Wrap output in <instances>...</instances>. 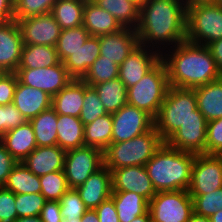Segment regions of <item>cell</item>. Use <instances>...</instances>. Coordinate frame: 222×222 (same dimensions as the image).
<instances>
[{
    "mask_svg": "<svg viewBox=\"0 0 222 222\" xmlns=\"http://www.w3.org/2000/svg\"><path fill=\"white\" fill-rule=\"evenodd\" d=\"M87 209H96L112 194V173L104 165L75 188Z\"/></svg>",
    "mask_w": 222,
    "mask_h": 222,
    "instance_id": "d6986e66",
    "label": "cell"
},
{
    "mask_svg": "<svg viewBox=\"0 0 222 222\" xmlns=\"http://www.w3.org/2000/svg\"><path fill=\"white\" fill-rule=\"evenodd\" d=\"M215 3L222 8V0H215Z\"/></svg>",
    "mask_w": 222,
    "mask_h": 222,
    "instance_id": "be15d7a7",
    "label": "cell"
},
{
    "mask_svg": "<svg viewBox=\"0 0 222 222\" xmlns=\"http://www.w3.org/2000/svg\"><path fill=\"white\" fill-rule=\"evenodd\" d=\"M17 218L15 194L0 186V222H13Z\"/></svg>",
    "mask_w": 222,
    "mask_h": 222,
    "instance_id": "bcb514c9",
    "label": "cell"
},
{
    "mask_svg": "<svg viewBox=\"0 0 222 222\" xmlns=\"http://www.w3.org/2000/svg\"><path fill=\"white\" fill-rule=\"evenodd\" d=\"M168 88L167 68L161 60L138 83L127 88V102L155 118Z\"/></svg>",
    "mask_w": 222,
    "mask_h": 222,
    "instance_id": "8992f818",
    "label": "cell"
},
{
    "mask_svg": "<svg viewBox=\"0 0 222 222\" xmlns=\"http://www.w3.org/2000/svg\"><path fill=\"white\" fill-rule=\"evenodd\" d=\"M188 119H205L197 109L194 89L169 86L165 99L154 118V127L166 142Z\"/></svg>",
    "mask_w": 222,
    "mask_h": 222,
    "instance_id": "277c9868",
    "label": "cell"
},
{
    "mask_svg": "<svg viewBox=\"0 0 222 222\" xmlns=\"http://www.w3.org/2000/svg\"><path fill=\"white\" fill-rule=\"evenodd\" d=\"M4 187L15 195L41 192L39 177L33 174L23 162H19L12 169Z\"/></svg>",
    "mask_w": 222,
    "mask_h": 222,
    "instance_id": "e575fe53",
    "label": "cell"
},
{
    "mask_svg": "<svg viewBox=\"0 0 222 222\" xmlns=\"http://www.w3.org/2000/svg\"><path fill=\"white\" fill-rule=\"evenodd\" d=\"M18 163L0 142V186H4L10 172Z\"/></svg>",
    "mask_w": 222,
    "mask_h": 222,
    "instance_id": "c3c4849f",
    "label": "cell"
},
{
    "mask_svg": "<svg viewBox=\"0 0 222 222\" xmlns=\"http://www.w3.org/2000/svg\"><path fill=\"white\" fill-rule=\"evenodd\" d=\"M193 199L194 213L210 217L222 210V187L207 194H189Z\"/></svg>",
    "mask_w": 222,
    "mask_h": 222,
    "instance_id": "ab89813d",
    "label": "cell"
},
{
    "mask_svg": "<svg viewBox=\"0 0 222 222\" xmlns=\"http://www.w3.org/2000/svg\"><path fill=\"white\" fill-rule=\"evenodd\" d=\"M136 34L139 44L163 54L186 41V5L183 0H147L140 6Z\"/></svg>",
    "mask_w": 222,
    "mask_h": 222,
    "instance_id": "6da1fadb",
    "label": "cell"
},
{
    "mask_svg": "<svg viewBox=\"0 0 222 222\" xmlns=\"http://www.w3.org/2000/svg\"><path fill=\"white\" fill-rule=\"evenodd\" d=\"M61 222H82L81 218L80 219H66L62 218Z\"/></svg>",
    "mask_w": 222,
    "mask_h": 222,
    "instance_id": "94428289",
    "label": "cell"
},
{
    "mask_svg": "<svg viewBox=\"0 0 222 222\" xmlns=\"http://www.w3.org/2000/svg\"><path fill=\"white\" fill-rule=\"evenodd\" d=\"M13 104L29 121L51 107L52 97L43 90L32 88L18 81L14 92Z\"/></svg>",
    "mask_w": 222,
    "mask_h": 222,
    "instance_id": "44dd1931",
    "label": "cell"
},
{
    "mask_svg": "<svg viewBox=\"0 0 222 222\" xmlns=\"http://www.w3.org/2000/svg\"><path fill=\"white\" fill-rule=\"evenodd\" d=\"M47 200L41 193H26L15 195V208L17 216H40L41 210Z\"/></svg>",
    "mask_w": 222,
    "mask_h": 222,
    "instance_id": "b9f144b4",
    "label": "cell"
},
{
    "mask_svg": "<svg viewBox=\"0 0 222 222\" xmlns=\"http://www.w3.org/2000/svg\"><path fill=\"white\" fill-rule=\"evenodd\" d=\"M193 89L196 94L197 109L206 121L222 118V77Z\"/></svg>",
    "mask_w": 222,
    "mask_h": 222,
    "instance_id": "484cf974",
    "label": "cell"
},
{
    "mask_svg": "<svg viewBox=\"0 0 222 222\" xmlns=\"http://www.w3.org/2000/svg\"><path fill=\"white\" fill-rule=\"evenodd\" d=\"M43 222H61V206L59 201L47 200L40 213Z\"/></svg>",
    "mask_w": 222,
    "mask_h": 222,
    "instance_id": "f907efd6",
    "label": "cell"
},
{
    "mask_svg": "<svg viewBox=\"0 0 222 222\" xmlns=\"http://www.w3.org/2000/svg\"><path fill=\"white\" fill-rule=\"evenodd\" d=\"M195 155L172 148L163 142L145 164L155 191H188Z\"/></svg>",
    "mask_w": 222,
    "mask_h": 222,
    "instance_id": "3957f363",
    "label": "cell"
},
{
    "mask_svg": "<svg viewBox=\"0 0 222 222\" xmlns=\"http://www.w3.org/2000/svg\"><path fill=\"white\" fill-rule=\"evenodd\" d=\"M15 73L21 84L43 90L52 98L73 80L61 61L50 67L17 69Z\"/></svg>",
    "mask_w": 222,
    "mask_h": 222,
    "instance_id": "7c38bea8",
    "label": "cell"
},
{
    "mask_svg": "<svg viewBox=\"0 0 222 222\" xmlns=\"http://www.w3.org/2000/svg\"><path fill=\"white\" fill-rule=\"evenodd\" d=\"M222 187V157L196 154L192 165L189 194H207Z\"/></svg>",
    "mask_w": 222,
    "mask_h": 222,
    "instance_id": "8fae6325",
    "label": "cell"
},
{
    "mask_svg": "<svg viewBox=\"0 0 222 222\" xmlns=\"http://www.w3.org/2000/svg\"><path fill=\"white\" fill-rule=\"evenodd\" d=\"M0 142L18 162H22L37 147L34 131L29 121L7 131Z\"/></svg>",
    "mask_w": 222,
    "mask_h": 222,
    "instance_id": "603a6c76",
    "label": "cell"
},
{
    "mask_svg": "<svg viewBox=\"0 0 222 222\" xmlns=\"http://www.w3.org/2000/svg\"><path fill=\"white\" fill-rule=\"evenodd\" d=\"M81 220L82 222H99L97 212L94 209H88Z\"/></svg>",
    "mask_w": 222,
    "mask_h": 222,
    "instance_id": "db71d44e",
    "label": "cell"
},
{
    "mask_svg": "<svg viewBox=\"0 0 222 222\" xmlns=\"http://www.w3.org/2000/svg\"><path fill=\"white\" fill-rule=\"evenodd\" d=\"M131 222H152L149 211L146 214L137 216Z\"/></svg>",
    "mask_w": 222,
    "mask_h": 222,
    "instance_id": "680465c9",
    "label": "cell"
},
{
    "mask_svg": "<svg viewBox=\"0 0 222 222\" xmlns=\"http://www.w3.org/2000/svg\"><path fill=\"white\" fill-rule=\"evenodd\" d=\"M119 77V66L99 56L81 78L88 86L107 82Z\"/></svg>",
    "mask_w": 222,
    "mask_h": 222,
    "instance_id": "8d00e7d4",
    "label": "cell"
},
{
    "mask_svg": "<svg viewBox=\"0 0 222 222\" xmlns=\"http://www.w3.org/2000/svg\"><path fill=\"white\" fill-rule=\"evenodd\" d=\"M138 5L144 4L147 0H134Z\"/></svg>",
    "mask_w": 222,
    "mask_h": 222,
    "instance_id": "6125c7cd",
    "label": "cell"
},
{
    "mask_svg": "<svg viewBox=\"0 0 222 222\" xmlns=\"http://www.w3.org/2000/svg\"><path fill=\"white\" fill-rule=\"evenodd\" d=\"M14 20V0H0V22Z\"/></svg>",
    "mask_w": 222,
    "mask_h": 222,
    "instance_id": "816d5d0a",
    "label": "cell"
},
{
    "mask_svg": "<svg viewBox=\"0 0 222 222\" xmlns=\"http://www.w3.org/2000/svg\"><path fill=\"white\" fill-rule=\"evenodd\" d=\"M205 154H222V118L207 122Z\"/></svg>",
    "mask_w": 222,
    "mask_h": 222,
    "instance_id": "f6af8a7d",
    "label": "cell"
},
{
    "mask_svg": "<svg viewBox=\"0 0 222 222\" xmlns=\"http://www.w3.org/2000/svg\"><path fill=\"white\" fill-rule=\"evenodd\" d=\"M112 114L96 118L84 125V144L104 151L112 143Z\"/></svg>",
    "mask_w": 222,
    "mask_h": 222,
    "instance_id": "836d02e7",
    "label": "cell"
},
{
    "mask_svg": "<svg viewBox=\"0 0 222 222\" xmlns=\"http://www.w3.org/2000/svg\"><path fill=\"white\" fill-rule=\"evenodd\" d=\"M107 113H115L127 102V88L119 78L92 86Z\"/></svg>",
    "mask_w": 222,
    "mask_h": 222,
    "instance_id": "d6a6232c",
    "label": "cell"
},
{
    "mask_svg": "<svg viewBox=\"0 0 222 222\" xmlns=\"http://www.w3.org/2000/svg\"><path fill=\"white\" fill-rule=\"evenodd\" d=\"M108 114L99 96L93 87L84 82V100L80 112V120L84 125L93 122L96 118Z\"/></svg>",
    "mask_w": 222,
    "mask_h": 222,
    "instance_id": "f35d334b",
    "label": "cell"
},
{
    "mask_svg": "<svg viewBox=\"0 0 222 222\" xmlns=\"http://www.w3.org/2000/svg\"><path fill=\"white\" fill-rule=\"evenodd\" d=\"M27 120L13 103L0 105V139L3 135L24 123Z\"/></svg>",
    "mask_w": 222,
    "mask_h": 222,
    "instance_id": "ee69618b",
    "label": "cell"
},
{
    "mask_svg": "<svg viewBox=\"0 0 222 222\" xmlns=\"http://www.w3.org/2000/svg\"><path fill=\"white\" fill-rule=\"evenodd\" d=\"M103 166V151L97 147L82 146L67 150L63 171L69 188L82 185Z\"/></svg>",
    "mask_w": 222,
    "mask_h": 222,
    "instance_id": "9c48e42d",
    "label": "cell"
},
{
    "mask_svg": "<svg viewBox=\"0 0 222 222\" xmlns=\"http://www.w3.org/2000/svg\"><path fill=\"white\" fill-rule=\"evenodd\" d=\"M161 61V54L138 45L119 66V79L129 88L138 83Z\"/></svg>",
    "mask_w": 222,
    "mask_h": 222,
    "instance_id": "5bb4252c",
    "label": "cell"
},
{
    "mask_svg": "<svg viewBox=\"0 0 222 222\" xmlns=\"http://www.w3.org/2000/svg\"><path fill=\"white\" fill-rule=\"evenodd\" d=\"M86 0H57L51 14L61 30L82 26Z\"/></svg>",
    "mask_w": 222,
    "mask_h": 222,
    "instance_id": "1f68e13d",
    "label": "cell"
},
{
    "mask_svg": "<svg viewBox=\"0 0 222 222\" xmlns=\"http://www.w3.org/2000/svg\"><path fill=\"white\" fill-rule=\"evenodd\" d=\"M206 129V119H188L166 143L181 151L205 154Z\"/></svg>",
    "mask_w": 222,
    "mask_h": 222,
    "instance_id": "ac0fdd59",
    "label": "cell"
},
{
    "mask_svg": "<svg viewBox=\"0 0 222 222\" xmlns=\"http://www.w3.org/2000/svg\"><path fill=\"white\" fill-rule=\"evenodd\" d=\"M99 56V36H90L63 64L73 79H81Z\"/></svg>",
    "mask_w": 222,
    "mask_h": 222,
    "instance_id": "d4e9b609",
    "label": "cell"
},
{
    "mask_svg": "<svg viewBox=\"0 0 222 222\" xmlns=\"http://www.w3.org/2000/svg\"><path fill=\"white\" fill-rule=\"evenodd\" d=\"M84 100V82L73 79L52 98L51 107L57 114L80 117Z\"/></svg>",
    "mask_w": 222,
    "mask_h": 222,
    "instance_id": "cb8c5ba5",
    "label": "cell"
},
{
    "mask_svg": "<svg viewBox=\"0 0 222 222\" xmlns=\"http://www.w3.org/2000/svg\"><path fill=\"white\" fill-rule=\"evenodd\" d=\"M41 194L46 200L59 201L69 189L63 170L45 174L39 177Z\"/></svg>",
    "mask_w": 222,
    "mask_h": 222,
    "instance_id": "74e56055",
    "label": "cell"
},
{
    "mask_svg": "<svg viewBox=\"0 0 222 222\" xmlns=\"http://www.w3.org/2000/svg\"><path fill=\"white\" fill-rule=\"evenodd\" d=\"M108 11L124 27L136 29L139 23L140 5L134 0H91Z\"/></svg>",
    "mask_w": 222,
    "mask_h": 222,
    "instance_id": "f1b7e54d",
    "label": "cell"
},
{
    "mask_svg": "<svg viewBox=\"0 0 222 222\" xmlns=\"http://www.w3.org/2000/svg\"><path fill=\"white\" fill-rule=\"evenodd\" d=\"M100 56L120 66L139 45L136 30L124 28L111 34L99 36Z\"/></svg>",
    "mask_w": 222,
    "mask_h": 222,
    "instance_id": "e0dca14e",
    "label": "cell"
},
{
    "mask_svg": "<svg viewBox=\"0 0 222 222\" xmlns=\"http://www.w3.org/2000/svg\"><path fill=\"white\" fill-rule=\"evenodd\" d=\"M66 150L60 146H37L22 162L36 176L63 170Z\"/></svg>",
    "mask_w": 222,
    "mask_h": 222,
    "instance_id": "ffe728a7",
    "label": "cell"
},
{
    "mask_svg": "<svg viewBox=\"0 0 222 222\" xmlns=\"http://www.w3.org/2000/svg\"><path fill=\"white\" fill-rule=\"evenodd\" d=\"M211 222H222V210L216 211L212 216L209 217Z\"/></svg>",
    "mask_w": 222,
    "mask_h": 222,
    "instance_id": "91938a15",
    "label": "cell"
},
{
    "mask_svg": "<svg viewBox=\"0 0 222 222\" xmlns=\"http://www.w3.org/2000/svg\"><path fill=\"white\" fill-rule=\"evenodd\" d=\"M94 210L97 212L99 222H119L117 210L111 197L103 201Z\"/></svg>",
    "mask_w": 222,
    "mask_h": 222,
    "instance_id": "681fc988",
    "label": "cell"
},
{
    "mask_svg": "<svg viewBox=\"0 0 222 222\" xmlns=\"http://www.w3.org/2000/svg\"><path fill=\"white\" fill-rule=\"evenodd\" d=\"M60 62L56 46L24 45L17 69H36L55 66Z\"/></svg>",
    "mask_w": 222,
    "mask_h": 222,
    "instance_id": "f546056e",
    "label": "cell"
},
{
    "mask_svg": "<svg viewBox=\"0 0 222 222\" xmlns=\"http://www.w3.org/2000/svg\"><path fill=\"white\" fill-rule=\"evenodd\" d=\"M187 222H211V220L209 217L200 216L193 213Z\"/></svg>",
    "mask_w": 222,
    "mask_h": 222,
    "instance_id": "9f6ffc18",
    "label": "cell"
},
{
    "mask_svg": "<svg viewBox=\"0 0 222 222\" xmlns=\"http://www.w3.org/2000/svg\"><path fill=\"white\" fill-rule=\"evenodd\" d=\"M57 121L58 114L52 107L29 120L34 131L37 146L57 145Z\"/></svg>",
    "mask_w": 222,
    "mask_h": 222,
    "instance_id": "4dcf8cb0",
    "label": "cell"
},
{
    "mask_svg": "<svg viewBox=\"0 0 222 222\" xmlns=\"http://www.w3.org/2000/svg\"><path fill=\"white\" fill-rule=\"evenodd\" d=\"M13 222H43L40 216L19 217Z\"/></svg>",
    "mask_w": 222,
    "mask_h": 222,
    "instance_id": "11a10c76",
    "label": "cell"
},
{
    "mask_svg": "<svg viewBox=\"0 0 222 222\" xmlns=\"http://www.w3.org/2000/svg\"><path fill=\"white\" fill-rule=\"evenodd\" d=\"M163 141L153 127L124 142H112L104 151V165L112 172L120 167L145 166Z\"/></svg>",
    "mask_w": 222,
    "mask_h": 222,
    "instance_id": "5b68a950",
    "label": "cell"
},
{
    "mask_svg": "<svg viewBox=\"0 0 222 222\" xmlns=\"http://www.w3.org/2000/svg\"><path fill=\"white\" fill-rule=\"evenodd\" d=\"M112 142H124L150 131L154 118L135 106L126 104L112 113Z\"/></svg>",
    "mask_w": 222,
    "mask_h": 222,
    "instance_id": "30bf717a",
    "label": "cell"
},
{
    "mask_svg": "<svg viewBox=\"0 0 222 222\" xmlns=\"http://www.w3.org/2000/svg\"><path fill=\"white\" fill-rule=\"evenodd\" d=\"M59 202L62 218L80 219L88 210L75 188H69Z\"/></svg>",
    "mask_w": 222,
    "mask_h": 222,
    "instance_id": "7bdbcfd3",
    "label": "cell"
},
{
    "mask_svg": "<svg viewBox=\"0 0 222 222\" xmlns=\"http://www.w3.org/2000/svg\"><path fill=\"white\" fill-rule=\"evenodd\" d=\"M152 222H187L194 213L187 190L156 192L149 201Z\"/></svg>",
    "mask_w": 222,
    "mask_h": 222,
    "instance_id": "ba28073f",
    "label": "cell"
},
{
    "mask_svg": "<svg viewBox=\"0 0 222 222\" xmlns=\"http://www.w3.org/2000/svg\"><path fill=\"white\" fill-rule=\"evenodd\" d=\"M22 33L16 20L0 22V70L16 72L23 50Z\"/></svg>",
    "mask_w": 222,
    "mask_h": 222,
    "instance_id": "9a60e30c",
    "label": "cell"
},
{
    "mask_svg": "<svg viewBox=\"0 0 222 222\" xmlns=\"http://www.w3.org/2000/svg\"><path fill=\"white\" fill-rule=\"evenodd\" d=\"M57 0H14V20L51 13Z\"/></svg>",
    "mask_w": 222,
    "mask_h": 222,
    "instance_id": "60d3db41",
    "label": "cell"
},
{
    "mask_svg": "<svg viewBox=\"0 0 222 222\" xmlns=\"http://www.w3.org/2000/svg\"><path fill=\"white\" fill-rule=\"evenodd\" d=\"M222 39V8L215 2L186 7V41L207 46Z\"/></svg>",
    "mask_w": 222,
    "mask_h": 222,
    "instance_id": "52a82bcc",
    "label": "cell"
},
{
    "mask_svg": "<svg viewBox=\"0 0 222 222\" xmlns=\"http://www.w3.org/2000/svg\"><path fill=\"white\" fill-rule=\"evenodd\" d=\"M211 52L213 59L215 60L217 68L222 73V39L215 40L207 45Z\"/></svg>",
    "mask_w": 222,
    "mask_h": 222,
    "instance_id": "f5cc1de1",
    "label": "cell"
},
{
    "mask_svg": "<svg viewBox=\"0 0 222 222\" xmlns=\"http://www.w3.org/2000/svg\"><path fill=\"white\" fill-rule=\"evenodd\" d=\"M17 23L24 45L56 46L61 28L51 13L22 18Z\"/></svg>",
    "mask_w": 222,
    "mask_h": 222,
    "instance_id": "4fadbf2b",
    "label": "cell"
},
{
    "mask_svg": "<svg viewBox=\"0 0 222 222\" xmlns=\"http://www.w3.org/2000/svg\"><path fill=\"white\" fill-rule=\"evenodd\" d=\"M186 7L187 6H192V5H197V4H202V3H213L215 0H183Z\"/></svg>",
    "mask_w": 222,
    "mask_h": 222,
    "instance_id": "6f0895ef",
    "label": "cell"
},
{
    "mask_svg": "<svg viewBox=\"0 0 222 222\" xmlns=\"http://www.w3.org/2000/svg\"><path fill=\"white\" fill-rule=\"evenodd\" d=\"M90 36L91 35L83 25L76 28L61 30L60 37L56 44L59 60L64 62L73 52L83 46Z\"/></svg>",
    "mask_w": 222,
    "mask_h": 222,
    "instance_id": "d590c367",
    "label": "cell"
},
{
    "mask_svg": "<svg viewBox=\"0 0 222 222\" xmlns=\"http://www.w3.org/2000/svg\"><path fill=\"white\" fill-rule=\"evenodd\" d=\"M168 73L169 86L193 89L222 77L207 46L187 41L161 55Z\"/></svg>",
    "mask_w": 222,
    "mask_h": 222,
    "instance_id": "7a4b0ae2",
    "label": "cell"
},
{
    "mask_svg": "<svg viewBox=\"0 0 222 222\" xmlns=\"http://www.w3.org/2000/svg\"><path fill=\"white\" fill-rule=\"evenodd\" d=\"M111 198L114 201L119 222H131L149 210V201L134 192L112 191Z\"/></svg>",
    "mask_w": 222,
    "mask_h": 222,
    "instance_id": "4316f807",
    "label": "cell"
},
{
    "mask_svg": "<svg viewBox=\"0 0 222 222\" xmlns=\"http://www.w3.org/2000/svg\"><path fill=\"white\" fill-rule=\"evenodd\" d=\"M111 173L112 191L134 192L148 201L156 194L145 166L120 167Z\"/></svg>",
    "mask_w": 222,
    "mask_h": 222,
    "instance_id": "2e32d148",
    "label": "cell"
},
{
    "mask_svg": "<svg viewBox=\"0 0 222 222\" xmlns=\"http://www.w3.org/2000/svg\"><path fill=\"white\" fill-rule=\"evenodd\" d=\"M57 145L64 150L79 148L84 144V124L79 117L58 114Z\"/></svg>",
    "mask_w": 222,
    "mask_h": 222,
    "instance_id": "83f0119b",
    "label": "cell"
},
{
    "mask_svg": "<svg viewBox=\"0 0 222 222\" xmlns=\"http://www.w3.org/2000/svg\"><path fill=\"white\" fill-rule=\"evenodd\" d=\"M17 83L15 72H5L0 75V105L13 103Z\"/></svg>",
    "mask_w": 222,
    "mask_h": 222,
    "instance_id": "7dc6e473",
    "label": "cell"
},
{
    "mask_svg": "<svg viewBox=\"0 0 222 222\" xmlns=\"http://www.w3.org/2000/svg\"><path fill=\"white\" fill-rule=\"evenodd\" d=\"M82 25L91 36H101L121 31L124 27L108 11L86 0Z\"/></svg>",
    "mask_w": 222,
    "mask_h": 222,
    "instance_id": "7402d4cb",
    "label": "cell"
}]
</instances>
